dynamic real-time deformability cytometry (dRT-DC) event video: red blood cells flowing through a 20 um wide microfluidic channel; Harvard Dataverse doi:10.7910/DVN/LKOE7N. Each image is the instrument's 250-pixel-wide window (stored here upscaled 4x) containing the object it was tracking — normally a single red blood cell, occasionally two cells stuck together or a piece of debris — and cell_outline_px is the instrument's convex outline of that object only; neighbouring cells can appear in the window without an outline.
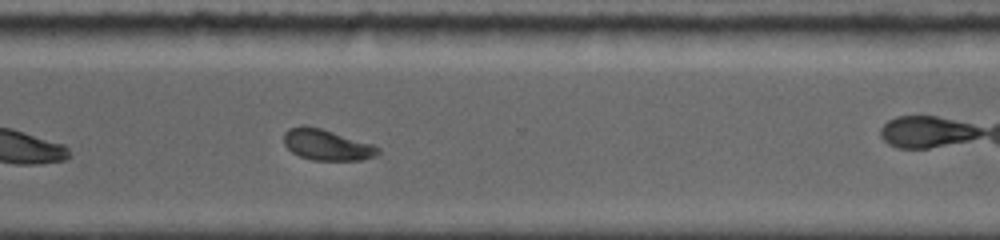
{"species": "common noctule bat (a hibernating species)", "species_latin": "Nyctalus noctula", "temperature_condition": "room temperature", "stored_images_in_passage": 40, "camera_frame_rate_fps": 5000, "um_per_image_px": 0.085, "animal": {"sex": "female", "body_mass_g": 19.0, "forearm_length_mm": 56.7}, "frame": {"image": 1, "passage_image": 34, "time_ms": 10.0, "image_size_px": [1000, 240], "cell_outline_px": [[380, 152], [376, 156], [360, 160], [312, 160], [300, 156], [292, 152], [284, 144], [284, 132], [288, 128], [304, 124], [320, 128], [372, 144], [380, 148]], "centroid_in_image_um": [27.75, 12.3], "position_along_channel_um": 342.8, "area_um2": 16.94}}